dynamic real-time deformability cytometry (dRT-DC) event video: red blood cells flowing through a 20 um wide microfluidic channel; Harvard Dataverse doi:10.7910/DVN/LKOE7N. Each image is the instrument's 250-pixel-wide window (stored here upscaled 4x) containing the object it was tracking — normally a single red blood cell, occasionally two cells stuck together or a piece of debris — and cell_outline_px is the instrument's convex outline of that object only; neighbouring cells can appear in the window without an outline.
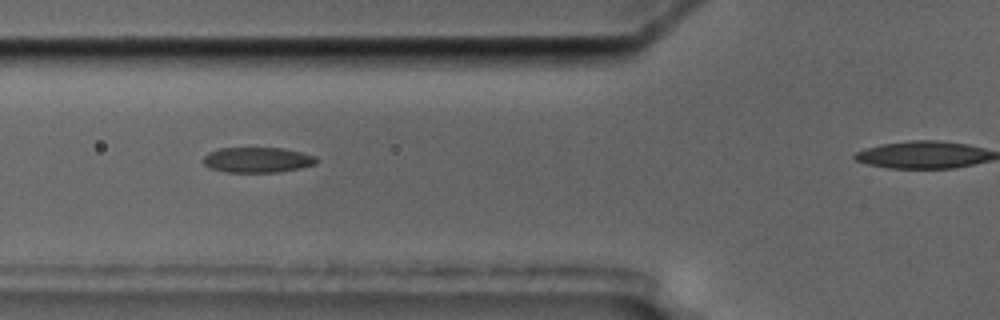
{"species": "common noctule bat (a hibernating species)", "species_latin": "Nyctalus noctula", "temperature_condition": "cold", "stored_images_in_passage": 6, "camera_frame_rate_fps": 3000, "um_per_image_px": 0.085, "animal": {"sex": "male", "body_mass_g": 17.5, "forearm_length_mm": 52.3}, "frame": {"image": 1, "passage_image": 4, "time_ms": 3.667, "image_size_px": [1000, 320], "cell_outline_px": [[320, 160], [316, 164], [300, 168], [280, 172], [224, 172], [208, 168], [204, 164], [204, 156], [208, 152], [220, 148], [280, 148], [300, 152], [316, 156]], "centroid_in_image_um": [21.89, 13.6], "position_along_channel_um": 103.9, "area_um2": 16.82}}